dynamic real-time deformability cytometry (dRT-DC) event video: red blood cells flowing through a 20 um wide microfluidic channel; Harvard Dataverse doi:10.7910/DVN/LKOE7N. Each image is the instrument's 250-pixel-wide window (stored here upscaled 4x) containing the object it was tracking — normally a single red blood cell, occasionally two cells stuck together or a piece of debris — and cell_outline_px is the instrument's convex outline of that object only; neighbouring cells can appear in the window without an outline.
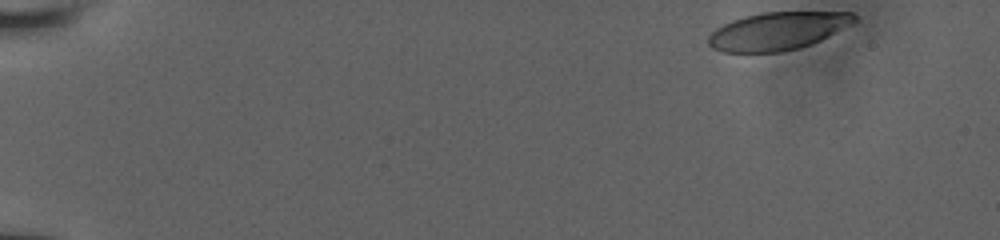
{"species": "human", "species_latin": "Homo sapiens", "temperature_condition": "room temperature", "stored_images_in_passage": 9, "camera_frame_rate_fps": 3000, "um_per_image_px": 0.085, "donor": {"sex": "male"}, "frame": {"image": 1, "passage_image": 1, "time_ms": 0.0, "image_size_px": [1000, 240], "cell_outline_px": [[856, 20], [828, 36], [812, 44], [780, 52], [724, 52], [712, 48], [708, 44], [708, 36], [716, 28], [732, 20], [744, 16], [760, 12], [852, 12], [856, 16]], "centroid_in_image_um": [66.05, 2.63], "position_along_channel_um": 18.9, "area_um2": 31.91}}
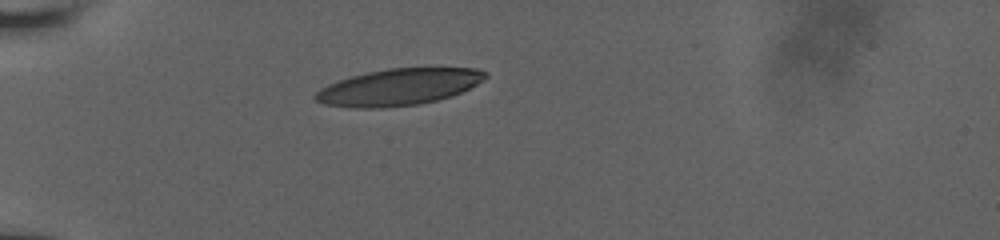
{"frame": {"image": 2, "passage_image": 7, "time_ms": 4.0, "image_size_px": [1000, 240], "cell_outline_px": [[488, 76], [484, 80], [452, 96], [436, 100], [416, 104], [380, 108], [356, 108], [324, 104], [316, 100], [312, 96], [320, 88], [328, 84], [352, 76], [368, 72], [388, 68], [476, 68], [488, 72]], "centroid_in_image_um": [33.89, 7.39], "position_along_channel_um": 51.1, "area_um2": 36.07}}
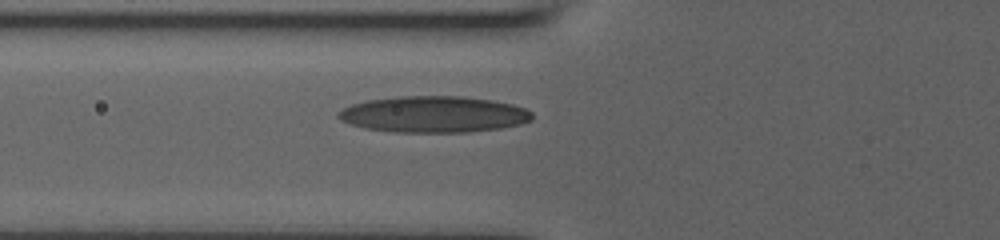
{"frame": {"image": 3, "passage_image": 9, "time_ms": 5.667, "image_size_px": [1000, 240], "cell_outline_px": [[532, 120], [520, 124], [500, 128], [468, 132], [396, 132], [364, 128], [348, 124], [340, 120], [336, 116], [344, 108], [352, 104], [368, 100], [400, 96], [460, 96], [492, 100], [512, 104], [524, 108], [532, 112]], "centroid_in_image_um": [36.86, 9.72], "position_along_channel_um": 88.9, "area_um2": 40.98}}